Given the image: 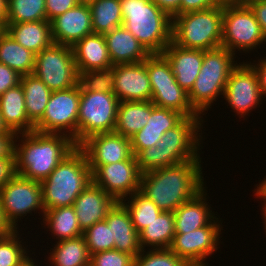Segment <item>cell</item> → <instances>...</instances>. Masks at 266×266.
Returning <instances> with one entry per match:
<instances>
[{
  "instance_id": "cell-3",
  "label": "cell",
  "mask_w": 266,
  "mask_h": 266,
  "mask_svg": "<svg viewBox=\"0 0 266 266\" xmlns=\"http://www.w3.org/2000/svg\"><path fill=\"white\" fill-rule=\"evenodd\" d=\"M76 147L74 141L63 134L35 130L20 133L15 142L16 174L42 182Z\"/></svg>"
},
{
  "instance_id": "cell-28",
  "label": "cell",
  "mask_w": 266,
  "mask_h": 266,
  "mask_svg": "<svg viewBox=\"0 0 266 266\" xmlns=\"http://www.w3.org/2000/svg\"><path fill=\"white\" fill-rule=\"evenodd\" d=\"M152 110L151 101L119 102L114 132L131 138L146 125Z\"/></svg>"
},
{
  "instance_id": "cell-34",
  "label": "cell",
  "mask_w": 266,
  "mask_h": 266,
  "mask_svg": "<svg viewBox=\"0 0 266 266\" xmlns=\"http://www.w3.org/2000/svg\"><path fill=\"white\" fill-rule=\"evenodd\" d=\"M151 102L158 107L175 110L185 117H203L190 104L188 92L178 83L165 86H151Z\"/></svg>"
},
{
  "instance_id": "cell-43",
  "label": "cell",
  "mask_w": 266,
  "mask_h": 266,
  "mask_svg": "<svg viewBox=\"0 0 266 266\" xmlns=\"http://www.w3.org/2000/svg\"><path fill=\"white\" fill-rule=\"evenodd\" d=\"M90 266H135V257L116 249L91 254Z\"/></svg>"
},
{
  "instance_id": "cell-52",
  "label": "cell",
  "mask_w": 266,
  "mask_h": 266,
  "mask_svg": "<svg viewBox=\"0 0 266 266\" xmlns=\"http://www.w3.org/2000/svg\"><path fill=\"white\" fill-rule=\"evenodd\" d=\"M15 229L12 227V225L6 220L2 207H1V201H0V238H3L7 235H9L12 231Z\"/></svg>"
},
{
  "instance_id": "cell-45",
  "label": "cell",
  "mask_w": 266,
  "mask_h": 266,
  "mask_svg": "<svg viewBox=\"0 0 266 266\" xmlns=\"http://www.w3.org/2000/svg\"><path fill=\"white\" fill-rule=\"evenodd\" d=\"M20 80V74L7 65L0 63V95L20 84Z\"/></svg>"
},
{
  "instance_id": "cell-26",
  "label": "cell",
  "mask_w": 266,
  "mask_h": 266,
  "mask_svg": "<svg viewBox=\"0 0 266 266\" xmlns=\"http://www.w3.org/2000/svg\"><path fill=\"white\" fill-rule=\"evenodd\" d=\"M4 30L16 42L36 55L54 43L52 38L51 22L47 20L6 23Z\"/></svg>"
},
{
  "instance_id": "cell-33",
  "label": "cell",
  "mask_w": 266,
  "mask_h": 266,
  "mask_svg": "<svg viewBox=\"0 0 266 266\" xmlns=\"http://www.w3.org/2000/svg\"><path fill=\"white\" fill-rule=\"evenodd\" d=\"M26 114L35 125L43 116L52 91L33 74L21 76Z\"/></svg>"
},
{
  "instance_id": "cell-54",
  "label": "cell",
  "mask_w": 266,
  "mask_h": 266,
  "mask_svg": "<svg viewBox=\"0 0 266 266\" xmlns=\"http://www.w3.org/2000/svg\"><path fill=\"white\" fill-rule=\"evenodd\" d=\"M256 189L252 190L254 191V195L257 198H266V176L264 179L259 182V184H256Z\"/></svg>"
},
{
  "instance_id": "cell-57",
  "label": "cell",
  "mask_w": 266,
  "mask_h": 266,
  "mask_svg": "<svg viewBox=\"0 0 266 266\" xmlns=\"http://www.w3.org/2000/svg\"><path fill=\"white\" fill-rule=\"evenodd\" d=\"M262 209H260L261 210V214H262V220H264L262 223L264 224L263 226H264V230H265V233H266V204H263V202H262Z\"/></svg>"
},
{
  "instance_id": "cell-60",
  "label": "cell",
  "mask_w": 266,
  "mask_h": 266,
  "mask_svg": "<svg viewBox=\"0 0 266 266\" xmlns=\"http://www.w3.org/2000/svg\"><path fill=\"white\" fill-rule=\"evenodd\" d=\"M256 199H261V202L263 200L264 204H266V198H256Z\"/></svg>"
},
{
  "instance_id": "cell-2",
  "label": "cell",
  "mask_w": 266,
  "mask_h": 266,
  "mask_svg": "<svg viewBox=\"0 0 266 266\" xmlns=\"http://www.w3.org/2000/svg\"><path fill=\"white\" fill-rule=\"evenodd\" d=\"M203 118L185 117L167 130L156 146L141 150L136 155L141 174L185 161H201L202 124L206 122Z\"/></svg>"
},
{
  "instance_id": "cell-15",
  "label": "cell",
  "mask_w": 266,
  "mask_h": 266,
  "mask_svg": "<svg viewBox=\"0 0 266 266\" xmlns=\"http://www.w3.org/2000/svg\"><path fill=\"white\" fill-rule=\"evenodd\" d=\"M140 178L141 172L134 155L118 163L98 166L92 172V181L117 202L139 191Z\"/></svg>"
},
{
  "instance_id": "cell-19",
  "label": "cell",
  "mask_w": 266,
  "mask_h": 266,
  "mask_svg": "<svg viewBox=\"0 0 266 266\" xmlns=\"http://www.w3.org/2000/svg\"><path fill=\"white\" fill-rule=\"evenodd\" d=\"M117 201L93 181L82 191L73 204L81 230L103 221Z\"/></svg>"
},
{
  "instance_id": "cell-5",
  "label": "cell",
  "mask_w": 266,
  "mask_h": 266,
  "mask_svg": "<svg viewBox=\"0 0 266 266\" xmlns=\"http://www.w3.org/2000/svg\"><path fill=\"white\" fill-rule=\"evenodd\" d=\"M123 27L150 54H161L171 42L172 18L152 0H120Z\"/></svg>"
},
{
  "instance_id": "cell-6",
  "label": "cell",
  "mask_w": 266,
  "mask_h": 266,
  "mask_svg": "<svg viewBox=\"0 0 266 266\" xmlns=\"http://www.w3.org/2000/svg\"><path fill=\"white\" fill-rule=\"evenodd\" d=\"M236 57L224 47L204 51L200 73L188 93L190 104L201 116L224 95L229 75L238 65Z\"/></svg>"
},
{
  "instance_id": "cell-46",
  "label": "cell",
  "mask_w": 266,
  "mask_h": 266,
  "mask_svg": "<svg viewBox=\"0 0 266 266\" xmlns=\"http://www.w3.org/2000/svg\"><path fill=\"white\" fill-rule=\"evenodd\" d=\"M247 5L253 11L266 40V0H248Z\"/></svg>"
},
{
  "instance_id": "cell-18",
  "label": "cell",
  "mask_w": 266,
  "mask_h": 266,
  "mask_svg": "<svg viewBox=\"0 0 266 266\" xmlns=\"http://www.w3.org/2000/svg\"><path fill=\"white\" fill-rule=\"evenodd\" d=\"M54 43L73 46L93 32L89 4L79 3L51 21Z\"/></svg>"
},
{
  "instance_id": "cell-48",
  "label": "cell",
  "mask_w": 266,
  "mask_h": 266,
  "mask_svg": "<svg viewBox=\"0 0 266 266\" xmlns=\"http://www.w3.org/2000/svg\"><path fill=\"white\" fill-rule=\"evenodd\" d=\"M16 174L15 158H0V189Z\"/></svg>"
},
{
  "instance_id": "cell-53",
  "label": "cell",
  "mask_w": 266,
  "mask_h": 266,
  "mask_svg": "<svg viewBox=\"0 0 266 266\" xmlns=\"http://www.w3.org/2000/svg\"><path fill=\"white\" fill-rule=\"evenodd\" d=\"M248 0H215L217 6L227 7V6H240L247 4Z\"/></svg>"
},
{
  "instance_id": "cell-59",
  "label": "cell",
  "mask_w": 266,
  "mask_h": 266,
  "mask_svg": "<svg viewBox=\"0 0 266 266\" xmlns=\"http://www.w3.org/2000/svg\"><path fill=\"white\" fill-rule=\"evenodd\" d=\"M79 3H85V4H89L90 2L92 1H95V0H77Z\"/></svg>"
},
{
  "instance_id": "cell-44",
  "label": "cell",
  "mask_w": 266,
  "mask_h": 266,
  "mask_svg": "<svg viewBox=\"0 0 266 266\" xmlns=\"http://www.w3.org/2000/svg\"><path fill=\"white\" fill-rule=\"evenodd\" d=\"M77 0H45L47 21L51 22L57 16L75 7Z\"/></svg>"
},
{
  "instance_id": "cell-11",
  "label": "cell",
  "mask_w": 266,
  "mask_h": 266,
  "mask_svg": "<svg viewBox=\"0 0 266 266\" xmlns=\"http://www.w3.org/2000/svg\"><path fill=\"white\" fill-rule=\"evenodd\" d=\"M79 106V83L70 89L52 91L45 112L34 125V130L69 136L77 146Z\"/></svg>"
},
{
  "instance_id": "cell-20",
  "label": "cell",
  "mask_w": 266,
  "mask_h": 266,
  "mask_svg": "<svg viewBox=\"0 0 266 266\" xmlns=\"http://www.w3.org/2000/svg\"><path fill=\"white\" fill-rule=\"evenodd\" d=\"M184 118L185 116L178 111L153 104L146 125L130 138L133 155L136 156L141 150L156 146L164 133L177 126Z\"/></svg>"
},
{
  "instance_id": "cell-14",
  "label": "cell",
  "mask_w": 266,
  "mask_h": 266,
  "mask_svg": "<svg viewBox=\"0 0 266 266\" xmlns=\"http://www.w3.org/2000/svg\"><path fill=\"white\" fill-rule=\"evenodd\" d=\"M219 219L192 232L175 234L169 249L189 266H209L206 260L218 250L221 230H224Z\"/></svg>"
},
{
  "instance_id": "cell-38",
  "label": "cell",
  "mask_w": 266,
  "mask_h": 266,
  "mask_svg": "<svg viewBox=\"0 0 266 266\" xmlns=\"http://www.w3.org/2000/svg\"><path fill=\"white\" fill-rule=\"evenodd\" d=\"M19 232V229H15L9 235L0 238V266H21L31 257L29 255L32 250L27 249L28 246L22 242L24 239L21 236L24 233Z\"/></svg>"
},
{
  "instance_id": "cell-41",
  "label": "cell",
  "mask_w": 266,
  "mask_h": 266,
  "mask_svg": "<svg viewBox=\"0 0 266 266\" xmlns=\"http://www.w3.org/2000/svg\"><path fill=\"white\" fill-rule=\"evenodd\" d=\"M146 69L151 86L177 83L169 62L162 54H150L146 58Z\"/></svg>"
},
{
  "instance_id": "cell-56",
  "label": "cell",
  "mask_w": 266,
  "mask_h": 266,
  "mask_svg": "<svg viewBox=\"0 0 266 266\" xmlns=\"http://www.w3.org/2000/svg\"><path fill=\"white\" fill-rule=\"evenodd\" d=\"M0 134H17L13 131H11L7 125L5 124L2 116H1V112H0Z\"/></svg>"
},
{
  "instance_id": "cell-35",
  "label": "cell",
  "mask_w": 266,
  "mask_h": 266,
  "mask_svg": "<svg viewBox=\"0 0 266 266\" xmlns=\"http://www.w3.org/2000/svg\"><path fill=\"white\" fill-rule=\"evenodd\" d=\"M89 7L94 33L104 34L123 25L120 0H95Z\"/></svg>"
},
{
  "instance_id": "cell-7",
  "label": "cell",
  "mask_w": 266,
  "mask_h": 266,
  "mask_svg": "<svg viewBox=\"0 0 266 266\" xmlns=\"http://www.w3.org/2000/svg\"><path fill=\"white\" fill-rule=\"evenodd\" d=\"M223 7L215 6L172 17L171 41L176 45L211 50L222 44Z\"/></svg>"
},
{
  "instance_id": "cell-9",
  "label": "cell",
  "mask_w": 266,
  "mask_h": 266,
  "mask_svg": "<svg viewBox=\"0 0 266 266\" xmlns=\"http://www.w3.org/2000/svg\"><path fill=\"white\" fill-rule=\"evenodd\" d=\"M263 44L266 40L261 26L247 4L223 7L221 47L237 56L238 51L248 55Z\"/></svg>"
},
{
  "instance_id": "cell-51",
  "label": "cell",
  "mask_w": 266,
  "mask_h": 266,
  "mask_svg": "<svg viewBox=\"0 0 266 266\" xmlns=\"http://www.w3.org/2000/svg\"><path fill=\"white\" fill-rule=\"evenodd\" d=\"M160 9L171 18L180 14L181 0H152Z\"/></svg>"
},
{
  "instance_id": "cell-25",
  "label": "cell",
  "mask_w": 266,
  "mask_h": 266,
  "mask_svg": "<svg viewBox=\"0 0 266 266\" xmlns=\"http://www.w3.org/2000/svg\"><path fill=\"white\" fill-rule=\"evenodd\" d=\"M103 35L113 66L142 62L150 55L123 25Z\"/></svg>"
},
{
  "instance_id": "cell-42",
  "label": "cell",
  "mask_w": 266,
  "mask_h": 266,
  "mask_svg": "<svg viewBox=\"0 0 266 266\" xmlns=\"http://www.w3.org/2000/svg\"><path fill=\"white\" fill-rule=\"evenodd\" d=\"M147 251V252H146ZM135 266H189L170 249H144L136 256Z\"/></svg>"
},
{
  "instance_id": "cell-23",
  "label": "cell",
  "mask_w": 266,
  "mask_h": 266,
  "mask_svg": "<svg viewBox=\"0 0 266 266\" xmlns=\"http://www.w3.org/2000/svg\"><path fill=\"white\" fill-rule=\"evenodd\" d=\"M111 228L114 249L133 255L141 252L139 233L134 228L131 216L122 202H116L104 219Z\"/></svg>"
},
{
  "instance_id": "cell-37",
  "label": "cell",
  "mask_w": 266,
  "mask_h": 266,
  "mask_svg": "<svg viewBox=\"0 0 266 266\" xmlns=\"http://www.w3.org/2000/svg\"><path fill=\"white\" fill-rule=\"evenodd\" d=\"M46 20L45 0H7L6 23Z\"/></svg>"
},
{
  "instance_id": "cell-24",
  "label": "cell",
  "mask_w": 266,
  "mask_h": 266,
  "mask_svg": "<svg viewBox=\"0 0 266 266\" xmlns=\"http://www.w3.org/2000/svg\"><path fill=\"white\" fill-rule=\"evenodd\" d=\"M78 75L81 72L112 67L103 34L92 33L72 46Z\"/></svg>"
},
{
  "instance_id": "cell-27",
  "label": "cell",
  "mask_w": 266,
  "mask_h": 266,
  "mask_svg": "<svg viewBox=\"0 0 266 266\" xmlns=\"http://www.w3.org/2000/svg\"><path fill=\"white\" fill-rule=\"evenodd\" d=\"M0 112L11 131L20 134L34 130V124L26 114L25 97L21 84L0 95Z\"/></svg>"
},
{
  "instance_id": "cell-58",
  "label": "cell",
  "mask_w": 266,
  "mask_h": 266,
  "mask_svg": "<svg viewBox=\"0 0 266 266\" xmlns=\"http://www.w3.org/2000/svg\"><path fill=\"white\" fill-rule=\"evenodd\" d=\"M36 259H34V256H33V259L32 257L29 258L25 263H23L21 266H40L37 264V261H35Z\"/></svg>"
},
{
  "instance_id": "cell-47",
  "label": "cell",
  "mask_w": 266,
  "mask_h": 266,
  "mask_svg": "<svg viewBox=\"0 0 266 266\" xmlns=\"http://www.w3.org/2000/svg\"><path fill=\"white\" fill-rule=\"evenodd\" d=\"M217 6L215 0H181L180 14L205 10Z\"/></svg>"
},
{
  "instance_id": "cell-29",
  "label": "cell",
  "mask_w": 266,
  "mask_h": 266,
  "mask_svg": "<svg viewBox=\"0 0 266 266\" xmlns=\"http://www.w3.org/2000/svg\"><path fill=\"white\" fill-rule=\"evenodd\" d=\"M47 261L48 266H90V252L84 236L57 241L52 244Z\"/></svg>"
},
{
  "instance_id": "cell-4",
  "label": "cell",
  "mask_w": 266,
  "mask_h": 266,
  "mask_svg": "<svg viewBox=\"0 0 266 266\" xmlns=\"http://www.w3.org/2000/svg\"><path fill=\"white\" fill-rule=\"evenodd\" d=\"M92 182V172L85 152L77 146L41 182L44 209L72 206Z\"/></svg>"
},
{
  "instance_id": "cell-21",
  "label": "cell",
  "mask_w": 266,
  "mask_h": 266,
  "mask_svg": "<svg viewBox=\"0 0 266 266\" xmlns=\"http://www.w3.org/2000/svg\"><path fill=\"white\" fill-rule=\"evenodd\" d=\"M161 54L169 62L176 82L189 93L200 73L204 50L183 48L171 41Z\"/></svg>"
},
{
  "instance_id": "cell-49",
  "label": "cell",
  "mask_w": 266,
  "mask_h": 266,
  "mask_svg": "<svg viewBox=\"0 0 266 266\" xmlns=\"http://www.w3.org/2000/svg\"><path fill=\"white\" fill-rule=\"evenodd\" d=\"M18 134H0V158H15V142Z\"/></svg>"
},
{
  "instance_id": "cell-22",
  "label": "cell",
  "mask_w": 266,
  "mask_h": 266,
  "mask_svg": "<svg viewBox=\"0 0 266 266\" xmlns=\"http://www.w3.org/2000/svg\"><path fill=\"white\" fill-rule=\"evenodd\" d=\"M207 187L196 196L187 200L179 206L173 213L175 219V234H184L209 225L217 216L212 212V208L207 195Z\"/></svg>"
},
{
  "instance_id": "cell-32",
  "label": "cell",
  "mask_w": 266,
  "mask_h": 266,
  "mask_svg": "<svg viewBox=\"0 0 266 266\" xmlns=\"http://www.w3.org/2000/svg\"><path fill=\"white\" fill-rule=\"evenodd\" d=\"M36 54L16 42L4 29H0V63L21 76L32 74Z\"/></svg>"
},
{
  "instance_id": "cell-17",
  "label": "cell",
  "mask_w": 266,
  "mask_h": 266,
  "mask_svg": "<svg viewBox=\"0 0 266 266\" xmlns=\"http://www.w3.org/2000/svg\"><path fill=\"white\" fill-rule=\"evenodd\" d=\"M114 94L122 101H151L152 88L146 59L142 62L114 65Z\"/></svg>"
},
{
  "instance_id": "cell-31",
  "label": "cell",
  "mask_w": 266,
  "mask_h": 266,
  "mask_svg": "<svg viewBox=\"0 0 266 266\" xmlns=\"http://www.w3.org/2000/svg\"><path fill=\"white\" fill-rule=\"evenodd\" d=\"M174 235V213L162 211L139 233V244L142 250L146 249L145 247L147 249H169Z\"/></svg>"
},
{
  "instance_id": "cell-30",
  "label": "cell",
  "mask_w": 266,
  "mask_h": 266,
  "mask_svg": "<svg viewBox=\"0 0 266 266\" xmlns=\"http://www.w3.org/2000/svg\"><path fill=\"white\" fill-rule=\"evenodd\" d=\"M41 218V225H44L42 227L48 228L47 231L51 232L55 242L83 235L73 205L45 210Z\"/></svg>"
},
{
  "instance_id": "cell-40",
  "label": "cell",
  "mask_w": 266,
  "mask_h": 266,
  "mask_svg": "<svg viewBox=\"0 0 266 266\" xmlns=\"http://www.w3.org/2000/svg\"><path fill=\"white\" fill-rule=\"evenodd\" d=\"M86 245L91 254L114 249L111 228L106 221L95 223L83 232Z\"/></svg>"
},
{
  "instance_id": "cell-13",
  "label": "cell",
  "mask_w": 266,
  "mask_h": 266,
  "mask_svg": "<svg viewBox=\"0 0 266 266\" xmlns=\"http://www.w3.org/2000/svg\"><path fill=\"white\" fill-rule=\"evenodd\" d=\"M238 63L229 75L222 98L239 118H246L253 109L261 106L263 97L254 67L247 59Z\"/></svg>"
},
{
  "instance_id": "cell-55",
  "label": "cell",
  "mask_w": 266,
  "mask_h": 266,
  "mask_svg": "<svg viewBox=\"0 0 266 266\" xmlns=\"http://www.w3.org/2000/svg\"><path fill=\"white\" fill-rule=\"evenodd\" d=\"M7 16V0H0V29H4Z\"/></svg>"
},
{
  "instance_id": "cell-12",
  "label": "cell",
  "mask_w": 266,
  "mask_h": 266,
  "mask_svg": "<svg viewBox=\"0 0 266 266\" xmlns=\"http://www.w3.org/2000/svg\"><path fill=\"white\" fill-rule=\"evenodd\" d=\"M0 201L5 218L14 229H19L18 221L28 214L32 215V212L37 214L39 211V216H44L41 182L19 174H15L0 189Z\"/></svg>"
},
{
  "instance_id": "cell-10",
  "label": "cell",
  "mask_w": 266,
  "mask_h": 266,
  "mask_svg": "<svg viewBox=\"0 0 266 266\" xmlns=\"http://www.w3.org/2000/svg\"><path fill=\"white\" fill-rule=\"evenodd\" d=\"M32 74L51 91L66 90L76 86L79 75L72 47L53 43L43 49L36 55Z\"/></svg>"
},
{
  "instance_id": "cell-8",
  "label": "cell",
  "mask_w": 266,
  "mask_h": 266,
  "mask_svg": "<svg viewBox=\"0 0 266 266\" xmlns=\"http://www.w3.org/2000/svg\"><path fill=\"white\" fill-rule=\"evenodd\" d=\"M119 102L114 93L80 91L77 146L93 135L114 132Z\"/></svg>"
},
{
  "instance_id": "cell-39",
  "label": "cell",
  "mask_w": 266,
  "mask_h": 266,
  "mask_svg": "<svg viewBox=\"0 0 266 266\" xmlns=\"http://www.w3.org/2000/svg\"><path fill=\"white\" fill-rule=\"evenodd\" d=\"M78 83L80 91L113 93L115 85L114 67L81 72Z\"/></svg>"
},
{
  "instance_id": "cell-1",
  "label": "cell",
  "mask_w": 266,
  "mask_h": 266,
  "mask_svg": "<svg viewBox=\"0 0 266 266\" xmlns=\"http://www.w3.org/2000/svg\"><path fill=\"white\" fill-rule=\"evenodd\" d=\"M201 161H185L141 174L139 191L161 211L174 212L206 186Z\"/></svg>"
},
{
  "instance_id": "cell-50",
  "label": "cell",
  "mask_w": 266,
  "mask_h": 266,
  "mask_svg": "<svg viewBox=\"0 0 266 266\" xmlns=\"http://www.w3.org/2000/svg\"><path fill=\"white\" fill-rule=\"evenodd\" d=\"M250 64L257 72L261 94L264 99L266 97V57L264 56L257 61L255 59L253 60V63L250 62Z\"/></svg>"
},
{
  "instance_id": "cell-36",
  "label": "cell",
  "mask_w": 266,
  "mask_h": 266,
  "mask_svg": "<svg viewBox=\"0 0 266 266\" xmlns=\"http://www.w3.org/2000/svg\"><path fill=\"white\" fill-rule=\"evenodd\" d=\"M121 202L127 208L133 226L138 233H140L162 212L151 199H148L140 191L134 192Z\"/></svg>"
},
{
  "instance_id": "cell-16",
  "label": "cell",
  "mask_w": 266,
  "mask_h": 266,
  "mask_svg": "<svg viewBox=\"0 0 266 266\" xmlns=\"http://www.w3.org/2000/svg\"><path fill=\"white\" fill-rule=\"evenodd\" d=\"M79 147L87 156L91 172L98 166L118 163L133 155L130 138L116 132L93 135Z\"/></svg>"
}]
</instances>
